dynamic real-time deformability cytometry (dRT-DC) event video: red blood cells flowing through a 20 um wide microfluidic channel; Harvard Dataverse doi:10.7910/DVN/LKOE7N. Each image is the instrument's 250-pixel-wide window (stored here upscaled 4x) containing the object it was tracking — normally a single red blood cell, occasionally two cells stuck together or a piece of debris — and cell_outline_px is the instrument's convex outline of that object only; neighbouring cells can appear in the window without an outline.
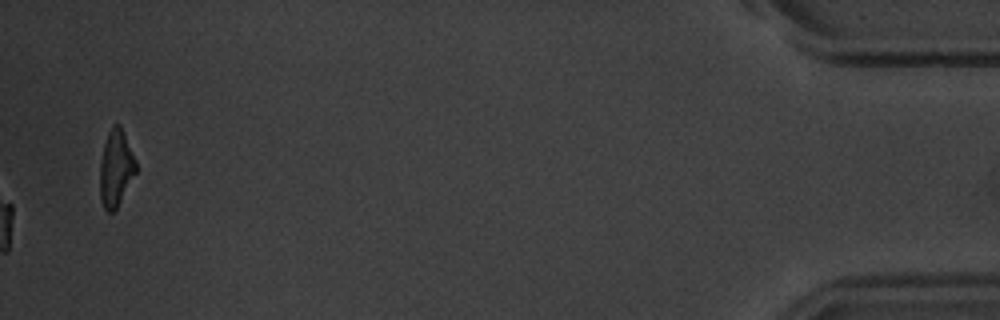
{"species": "common noctule bat (a hibernating species)", "species_latin": "Nyctalus noctula", "temperature_condition": "warm", "stored_images_in_passage": 58, "camera_frame_rate_fps": 3000, "um_per_image_px": 0.085, "animal": {"sex": "male", "body_mass_g": 20.1, "forearm_length_mm": 53.5}, "frame": {"image": 1, "passage_image": 58, "time_ms": 19.0, "image_size_px": [1000, 320], "cell_outline_px": [[136, 172], [116, 212], [108, 212], [104, 208], [100, 200], [100, 160], [104, 144], [108, 132], [112, 124], [120, 124], [124, 132], [136, 160]], "centroid_in_image_um": [9.85, 14.32], "position_along_channel_um": 425.4, "area_um2": 16.36}, "authors_computed_cell_mechanics": {"area_um2": 16.2418, "velocity_mm_per_s": 3.547, "shape_relaxation_time_tau1_ms": 3.3169, "shape_relaxation_time_tau2_ms": 2.9722, "deformation_change_tau1": 0.1543, "deformation_change_tau2": 0.0685}}